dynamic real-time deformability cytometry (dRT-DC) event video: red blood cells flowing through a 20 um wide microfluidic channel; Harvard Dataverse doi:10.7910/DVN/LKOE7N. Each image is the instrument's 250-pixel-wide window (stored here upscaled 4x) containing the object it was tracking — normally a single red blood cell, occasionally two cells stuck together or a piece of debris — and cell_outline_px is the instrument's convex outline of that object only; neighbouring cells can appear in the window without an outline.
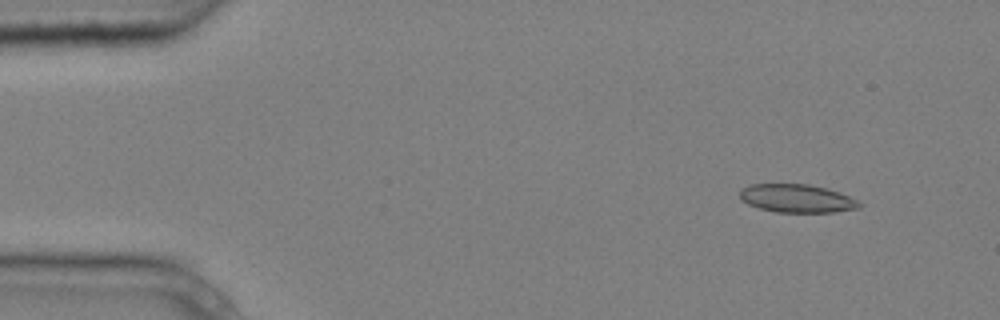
{"species": "common noctule bat (a hibernating species)", "species_latin": "Nyctalus noctula", "temperature_condition": "cold", "stored_images_in_passage": 4, "camera_frame_rate_fps": 3000, "um_per_image_px": 0.085, "animal": {"sex": "male", "body_mass_g": 20.4}, "frame": {"image": 1, "passage_image": 2, "time_ms": 0.333, "image_size_px": [1000, 320], "cell_outline_px": [[864, 204], [860, 208], [832, 212], [776, 212], [760, 208], [748, 204], [740, 200], [740, 188], [748, 184], [808, 184], [828, 188], [840, 192]], "centroid_in_image_um": [67.72, 16.86], "position_along_channel_um": 17.3, "area_um2": 19.83}}
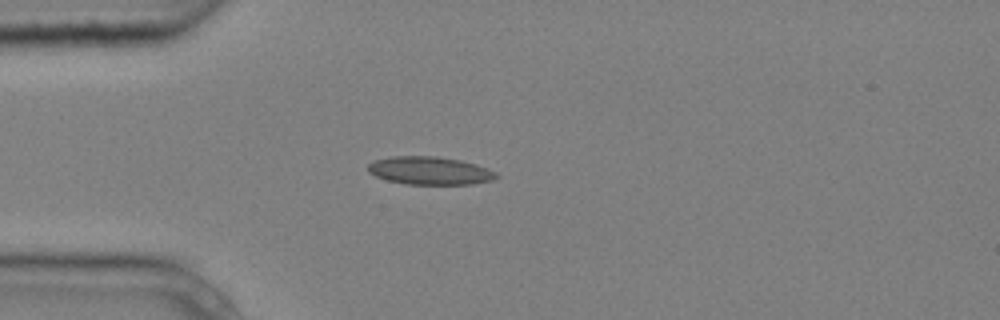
{"frame": {"image": 2, "passage_image": 4, "time_ms": 1.0, "image_size_px": [1000, 320], "cell_outline_px": [[500, 176], [492, 180], [472, 184], [408, 184], [388, 180], [376, 176], [368, 172], [368, 164], [372, 160], [392, 156], [436, 156], [460, 160], [476, 164], [488, 168], [496, 172]], "centroid_in_image_um": [36.54, 14.5], "position_along_channel_um": 48.5, "area_um2": 20.98}}